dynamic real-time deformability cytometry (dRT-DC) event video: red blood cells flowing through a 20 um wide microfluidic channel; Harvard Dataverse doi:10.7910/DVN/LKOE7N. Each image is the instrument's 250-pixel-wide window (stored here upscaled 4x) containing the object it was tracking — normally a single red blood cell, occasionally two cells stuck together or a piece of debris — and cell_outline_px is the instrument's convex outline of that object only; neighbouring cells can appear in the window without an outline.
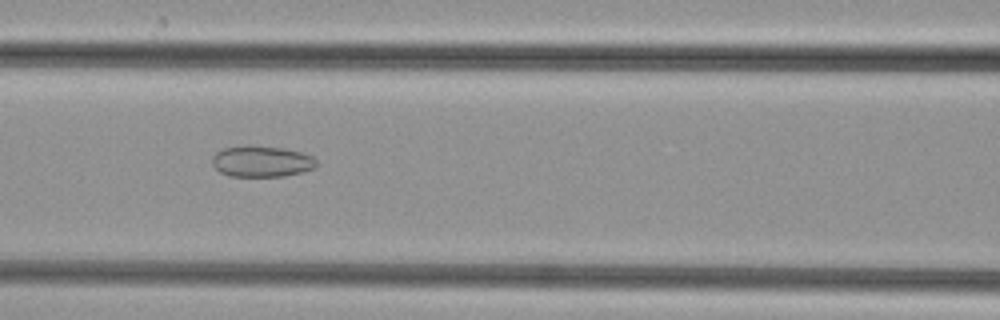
{"species": "common noctule bat (a hibernating species)", "species_latin": "Nyctalus noctula", "temperature_condition": "cold", "stored_images_in_passage": 44, "camera_frame_rate_fps": 3000, "um_per_image_px": 0.085, "animal": {"sex": "female", "body_mass_g": 29.2, "forearm_length_mm": 56.3}, "frame": {"image": 1, "passage_image": 16, "time_ms": 5.0, "image_size_px": [1000, 320], "cell_outline_px": [[316, 164], [312, 168], [300, 172], [284, 176], [228, 176], [220, 172], [212, 164], [212, 156], [216, 152], [224, 148], [248, 144], [284, 148], [300, 152], [312, 156], [316, 160]], "centroid_in_image_um": [22.19, 13.7], "position_along_channel_um": 144.4, "area_um2": 18.96}}
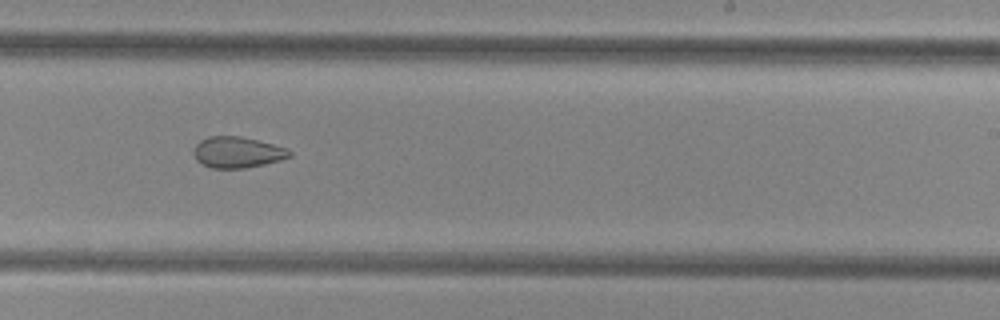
{"frame": {"image": 2, "passage_image": 25, "time_ms": 8.0, "image_size_px": [1000, 320], "cell_outline_px": [[292, 156], [280, 160], [264, 164], [244, 168], [212, 168], [196, 160], [192, 152], [196, 144], [200, 140], [208, 136], [240, 136], [288, 148], [292, 152]], "centroid_in_image_um": [20.17, 12.94], "position_along_channel_um": 268.8, "area_um2": 17.34}}
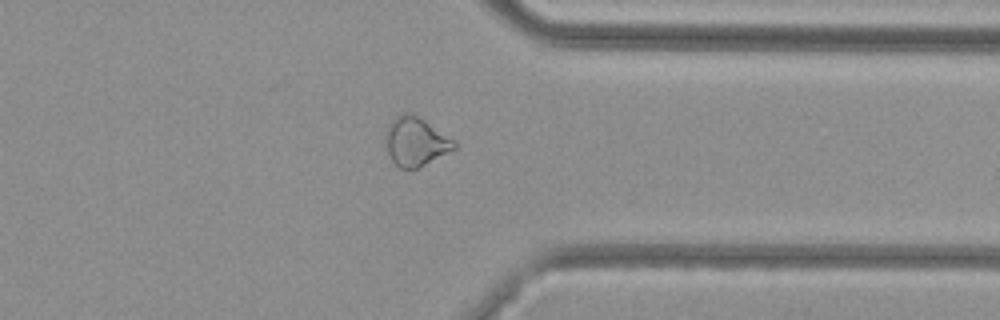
{"frame": {"image": 3, "passage_image": 33, "time_ms": 10.667, "image_size_px": [1000, 320], "cell_outline_px": [[456, 148], [420, 168], [400, 168], [392, 160], [388, 152], [384, 136], [388, 124], [400, 112], [408, 112], [424, 120], [452, 140], [456, 144]], "centroid_in_image_um": [35.29, 12.04], "position_along_channel_um": 376.1, "area_um2": 19.25}}